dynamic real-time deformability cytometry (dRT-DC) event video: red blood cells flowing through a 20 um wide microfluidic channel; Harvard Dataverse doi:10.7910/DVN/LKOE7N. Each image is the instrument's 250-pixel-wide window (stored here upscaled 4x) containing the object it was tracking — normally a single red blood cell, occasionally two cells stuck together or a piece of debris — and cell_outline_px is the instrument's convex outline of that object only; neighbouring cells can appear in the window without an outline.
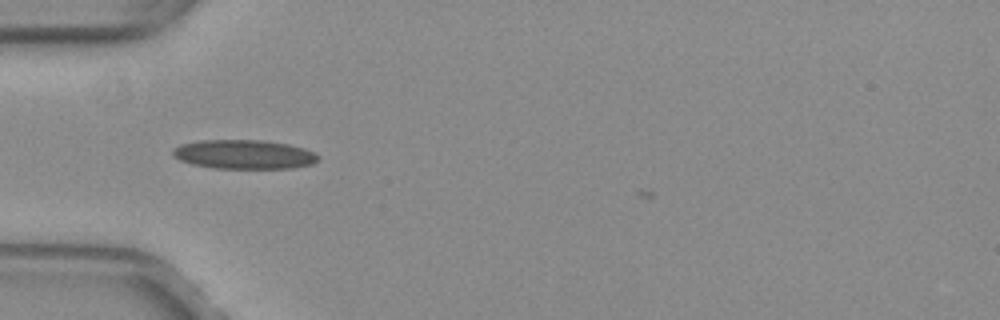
{"species": "common noctule bat (a hibernating species)", "species_latin": "Nyctalus noctula", "temperature_condition": "warm", "stored_images_in_passage": 33, "camera_frame_rate_fps": 3000, "um_per_image_px": 0.085, "animal": {"sex": "female", "body_mass_g": 29.2, "forearm_length_mm": 56.3}, "frame": {"image": 1, "passage_image": 3, "time_ms": 0.667, "image_size_px": [1000, 320], "cell_outline_px": [[320, 156], [312, 164], [292, 168], [212, 168], [192, 164], [180, 160], [172, 156], [172, 148], [180, 144], [200, 140], [264, 140], [288, 144], [304, 148], [316, 152]], "centroid_in_image_um": [20.72, 13.12], "position_along_channel_um": 64.3, "area_um2": 24.85}}
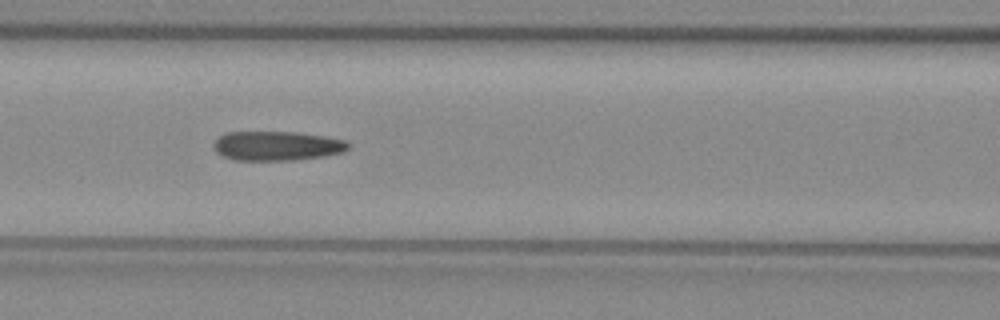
{"frame": {"image": 2, "passage_image": 9, "time_ms": 2.667, "image_size_px": [1000, 320], "cell_outline_px": [[352, 148], [344, 152], [324, 156], [292, 160], [236, 160], [224, 156], [216, 152], [212, 144], [224, 132], [296, 132], [324, 136], [348, 140]], "centroid_in_image_um": [23.59, 12.39], "position_along_channel_um": 143.0, "area_um2": 23.24}}
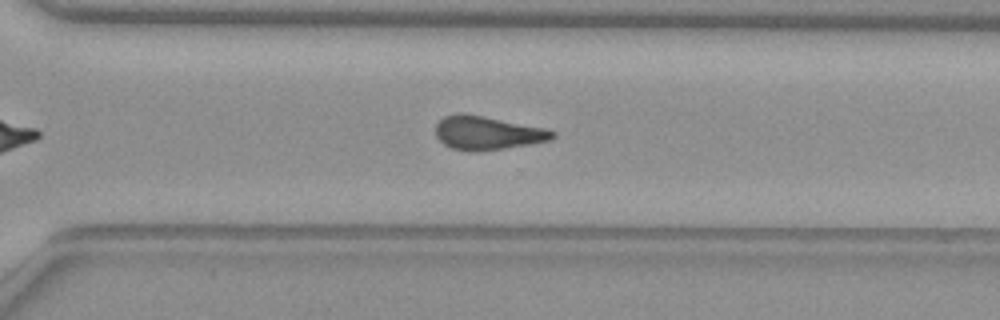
{"frame": {"image": 3, "passage_image": 23, "time_ms": 7.333, "image_size_px": [1000, 320], "cell_outline_px": [[556, 136], [552, 140], [532, 144], [476, 152], [472, 152], [452, 148], [444, 144], [436, 136], [436, 124], [444, 116], [460, 112], [464, 112], [544, 128], [556, 132]], "centroid_in_image_um": [41.43, 11.3], "position_along_channel_um": 329.2, "area_um2": 23.0}}